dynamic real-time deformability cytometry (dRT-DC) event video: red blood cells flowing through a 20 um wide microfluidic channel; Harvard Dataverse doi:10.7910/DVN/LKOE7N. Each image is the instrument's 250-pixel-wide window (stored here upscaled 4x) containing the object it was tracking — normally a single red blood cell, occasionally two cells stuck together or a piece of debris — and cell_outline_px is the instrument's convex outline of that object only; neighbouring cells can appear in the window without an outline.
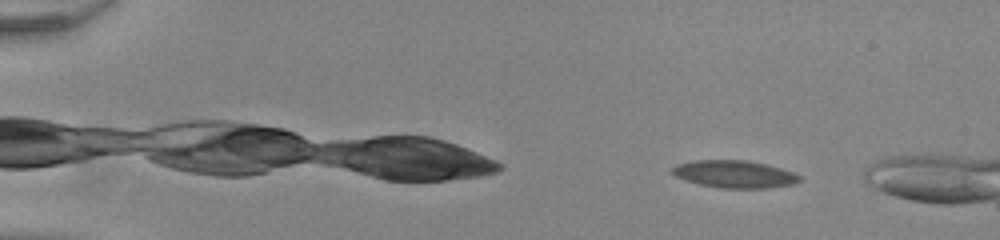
{"species": "common noctule bat (a hibernating species)", "species_latin": "Nyctalus noctula", "temperature_condition": "room temperature", "stored_images_in_passage": 12, "camera_frame_rate_fps": 3000, "um_per_image_px": 0.085, "animal": {"sex": "male", "body_mass_g": 20.0, "forearm_length_mm": 53.3}, "frame": {"image": 1, "passage_image": 6, "time_ms": 1.667, "image_size_px": [1000, 240], "cell_outline_px": [[800, 180], [792, 184], [764, 188], [720, 188], [700, 184], [684, 180], [668, 172], [676, 164], [692, 160], [748, 160], [780, 168], [792, 172], [800, 176]], "centroid_in_image_um": [62.35, 14.79], "position_along_channel_um": 22.6, "area_um2": 20.29}}